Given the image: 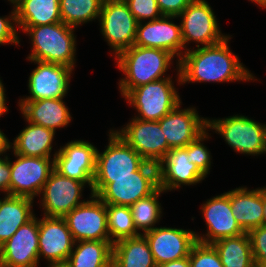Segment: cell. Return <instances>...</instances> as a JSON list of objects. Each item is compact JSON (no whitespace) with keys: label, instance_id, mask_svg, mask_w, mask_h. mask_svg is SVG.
I'll return each mask as SVG.
<instances>
[{"label":"cell","instance_id":"obj_29","mask_svg":"<svg viewBox=\"0 0 266 267\" xmlns=\"http://www.w3.org/2000/svg\"><path fill=\"white\" fill-rule=\"evenodd\" d=\"M73 248L67 259L70 267H112L113 244L110 241H78Z\"/></svg>","mask_w":266,"mask_h":267},{"label":"cell","instance_id":"obj_47","mask_svg":"<svg viewBox=\"0 0 266 267\" xmlns=\"http://www.w3.org/2000/svg\"><path fill=\"white\" fill-rule=\"evenodd\" d=\"M8 1H10L12 4H13V6H15L17 3H19L21 0H8Z\"/></svg>","mask_w":266,"mask_h":267},{"label":"cell","instance_id":"obj_15","mask_svg":"<svg viewBox=\"0 0 266 267\" xmlns=\"http://www.w3.org/2000/svg\"><path fill=\"white\" fill-rule=\"evenodd\" d=\"M35 216L19 227L0 246V267H38L39 219Z\"/></svg>","mask_w":266,"mask_h":267},{"label":"cell","instance_id":"obj_1","mask_svg":"<svg viewBox=\"0 0 266 267\" xmlns=\"http://www.w3.org/2000/svg\"><path fill=\"white\" fill-rule=\"evenodd\" d=\"M231 36L211 46L189 49L177 62L178 83L233 82L254 80V75L232 53Z\"/></svg>","mask_w":266,"mask_h":267},{"label":"cell","instance_id":"obj_22","mask_svg":"<svg viewBox=\"0 0 266 267\" xmlns=\"http://www.w3.org/2000/svg\"><path fill=\"white\" fill-rule=\"evenodd\" d=\"M159 187L164 191L179 189L181 185H194L206 177L192 163L184 147L171 148L157 164Z\"/></svg>","mask_w":266,"mask_h":267},{"label":"cell","instance_id":"obj_42","mask_svg":"<svg viewBox=\"0 0 266 267\" xmlns=\"http://www.w3.org/2000/svg\"><path fill=\"white\" fill-rule=\"evenodd\" d=\"M8 112V108L6 106V95H5V89L4 84L2 83V80L0 79V117Z\"/></svg>","mask_w":266,"mask_h":267},{"label":"cell","instance_id":"obj_30","mask_svg":"<svg viewBox=\"0 0 266 267\" xmlns=\"http://www.w3.org/2000/svg\"><path fill=\"white\" fill-rule=\"evenodd\" d=\"M223 267H254L251 242L248 233L225 237L212 243Z\"/></svg>","mask_w":266,"mask_h":267},{"label":"cell","instance_id":"obj_39","mask_svg":"<svg viewBox=\"0 0 266 267\" xmlns=\"http://www.w3.org/2000/svg\"><path fill=\"white\" fill-rule=\"evenodd\" d=\"M163 16L178 17L193 0H156Z\"/></svg>","mask_w":266,"mask_h":267},{"label":"cell","instance_id":"obj_2","mask_svg":"<svg viewBox=\"0 0 266 267\" xmlns=\"http://www.w3.org/2000/svg\"><path fill=\"white\" fill-rule=\"evenodd\" d=\"M174 56L163 49L146 48L133 45L122 51L116 61L125 77L120 79L119 89L122 97L130 90L164 78L173 63ZM163 76V77H162Z\"/></svg>","mask_w":266,"mask_h":267},{"label":"cell","instance_id":"obj_44","mask_svg":"<svg viewBox=\"0 0 266 267\" xmlns=\"http://www.w3.org/2000/svg\"><path fill=\"white\" fill-rule=\"evenodd\" d=\"M263 225H266V187L263 188Z\"/></svg>","mask_w":266,"mask_h":267},{"label":"cell","instance_id":"obj_46","mask_svg":"<svg viewBox=\"0 0 266 267\" xmlns=\"http://www.w3.org/2000/svg\"><path fill=\"white\" fill-rule=\"evenodd\" d=\"M258 6L266 9V0H262V2Z\"/></svg>","mask_w":266,"mask_h":267},{"label":"cell","instance_id":"obj_36","mask_svg":"<svg viewBox=\"0 0 266 267\" xmlns=\"http://www.w3.org/2000/svg\"><path fill=\"white\" fill-rule=\"evenodd\" d=\"M138 22L149 21L162 17L156 0H124Z\"/></svg>","mask_w":266,"mask_h":267},{"label":"cell","instance_id":"obj_35","mask_svg":"<svg viewBox=\"0 0 266 267\" xmlns=\"http://www.w3.org/2000/svg\"><path fill=\"white\" fill-rule=\"evenodd\" d=\"M208 134L209 133H207L206 130L196 140L190 142L187 146L184 147L187 150L188 156L191 157L192 163L196 165L198 170L205 177L210 173L212 158L210 151L202 143V141H204L205 139L208 140V136H210Z\"/></svg>","mask_w":266,"mask_h":267},{"label":"cell","instance_id":"obj_33","mask_svg":"<svg viewBox=\"0 0 266 267\" xmlns=\"http://www.w3.org/2000/svg\"><path fill=\"white\" fill-rule=\"evenodd\" d=\"M107 227L110 242L113 244L121 239L136 237L142 234L137 232L130 206L106 204Z\"/></svg>","mask_w":266,"mask_h":267},{"label":"cell","instance_id":"obj_7","mask_svg":"<svg viewBox=\"0 0 266 267\" xmlns=\"http://www.w3.org/2000/svg\"><path fill=\"white\" fill-rule=\"evenodd\" d=\"M100 30L117 57L134 45L138 21L124 0H104L99 16Z\"/></svg>","mask_w":266,"mask_h":267},{"label":"cell","instance_id":"obj_27","mask_svg":"<svg viewBox=\"0 0 266 267\" xmlns=\"http://www.w3.org/2000/svg\"><path fill=\"white\" fill-rule=\"evenodd\" d=\"M112 267H157L143 234L113 243Z\"/></svg>","mask_w":266,"mask_h":267},{"label":"cell","instance_id":"obj_5","mask_svg":"<svg viewBox=\"0 0 266 267\" xmlns=\"http://www.w3.org/2000/svg\"><path fill=\"white\" fill-rule=\"evenodd\" d=\"M208 129L220 134L237 153L261 155L266 153V124L243 115L208 119Z\"/></svg>","mask_w":266,"mask_h":267},{"label":"cell","instance_id":"obj_26","mask_svg":"<svg viewBox=\"0 0 266 267\" xmlns=\"http://www.w3.org/2000/svg\"><path fill=\"white\" fill-rule=\"evenodd\" d=\"M55 133L51 129L28 122V126L20 131L19 135L14 138L13 143H8V148H12L14 154L25 157L51 158L50 153L52 151Z\"/></svg>","mask_w":266,"mask_h":267},{"label":"cell","instance_id":"obj_13","mask_svg":"<svg viewBox=\"0 0 266 267\" xmlns=\"http://www.w3.org/2000/svg\"><path fill=\"white\" fill-rule=\"evenodd\" d=\"M97 148L89 142L74 140L55 152L54 169L61 175L88 184L92 191Z\"/></svg>","mask_w":266,"mask_h":267},{"label":"cell","instance_id":"obj_9","mask_svg":"<svg viewBox=\"0 0 266 267\" xmlns=\"http://www.w3.org/2000/svg\"><path fill=\"white\" fill-rule=\"evenodd\" d=\"M90 198L63 217L73 240L110 241L106 204L95 195Z\"/></svg>","mask_w":266,"mask_h":267},{"label":"cell","instance_id":"obj_25","mask_svg":"<svg viewBox=\"0 0 266 267\" xmlns=\"http://www.w3.org/2000/svg\"><path fill=\"white\" fill-rule=\"evenodd\" d=\"M33 201L28 197L12 195H5L3 200L0 198V246L35 216Z\"/></svg>","mask_w":266,"mask_h":267},{"label":"cell","instance_id":"obj_24","mask_svg":"<svg viewBox=\"0 0 266 267\" xmlns=\"http://www.w3.org/2000/svg\"><path fill=\"white\" fill-rule=\"evenodd\" d=\"M230 205L234 218L244 232L263 225V187L251 191L247 187L231 190Z\"/></svg>","mask_w":266,"mask_h":267},{"label":"cell","instance_id":"obj_14","mask_svg":"<svg viewBox=\"0 0 266 267\" xmlns=\"http://www.w3.org/2000/svg\"><path fill=\"white\" fill-rule=\"evenodd\" d=\"M85 184L78 180L61 175L53 169L40 193L44 216L64 217L75 207L83 204L80 200Z\"/></svg>","mask_w":266,"mask_h":267},{"label":"cell","instance_id":"obj_48","mask_svg":"<svg viewBox=\"0 0 266 267\" xmlns=\"http://www.w3.org/2000/svg\"><path fill=\"white\" fill-rule=\"evenodd\" d=\"M250 1L255 2L257 5H259L262 2V0H250Z\"/></svg>","mask_w":266,"mask_h":267},{"label":"cell","instance_id":"obj_20","mask_svg":"<svg viewBox=\"0 0 266 267\" xmlns=\"http://www.w3.org/2000/svg\"><path fill=\"white\" fill-rule=\"evenodd\" d=\"M175 16H162L137 26L134 45L146 48H159L170 52L177 61L184 55V46L180 25L170 21Z\"/></svg>","mask_w":266,"mask_h":267},{"label":"cell","instance_id":"obj_32","mask_svg":"<svg viewBox=\"0 0 266 267\" xmlns=\"http://www.w3.org/2000/svg\"><path fill=\"white\" fill-rule=\"evenodd\" d=\"M165 192L162 188H158L151 195L139 199L136 203L130 206L133 223L138 232V230H142V234L153 230L156 225L160 221L162 208L161 204L158 201L159 195Z\"/></svg>","mask_w":266,"mask_h":267},{"label":"cell","instance_id":"obj_45","mask_svg":"<svg viewBox=\"0 0 266 267\" xmlns=\"http://www.w3.org/2000/svg\"><path fill=\"white\" fill-rule=\"evenodd\" d=\"M48 267H70V265L66 261V262L48 263Z\"/></svg>","mask_w":266,"mask_h":267},{"label":"cell","instance_id":"obj_21","mask_svg":"<svg viewBox=\"0 0 266 267\" xmlns=\"http://www.w3.org/2000/svg\"><path fill=\"white\" fill-rule=\"evenodd\" d=\"M75 241L63 217L39 219L38 256L49 263L66 262Z\"/></svg>","mask_w":266,"mask_h":267},{"label":"cell","instance_id":"obj_37","mask_svg":"<svg viewBox=\"0 0 266 267\" xmlns=\"http://www.w3.org/2000/svg\"><path fill=\"white\" fill-rule=\"evenodd\" d=\"M254 263L262 266L266 262V225H261L248 232Z\"/></svg>","mask_w":266,"mask_h":267},{"label":"cell","instance_id":"obj_31","mask_svg":"<svg viewBox=\"0 0 266 267\" xmlns=\"http://www.w3.org/2000/svg\"><path fill=\"white\" fill-rule=\"evenodd\" d=\"M104 0H59L61 20L77 28L84 23L99 19Z\"/></svg>","mask_w":266,"mask_h":267},{"label":"cell","instance_id":"obj_38","mask_svg":"<svg viewBox=\"0 0 266 267\" xmlns=\"http://www.w3.org/2000/svg\"><path fill=\"white\" fill-rule=\"evenodd\" d=\"M14 24L16 25L15 7L8 17L0 16V45L1 44L17 45L20 43V39Z\"/></svg>","mask_w":266,"mask_h":267},{"label":"cell","instance_id":"obj_40","mask_svg":"<svg viewBox=\"0 0 266 267\" xmlns=\"http://www.w3.org/2000/svg\"><path fill=\"white\" fill-rule=\"evenodd\" d=\"M10 174V160L8 155H4V158L0 157V190L5 192V195H10Z\"/></svg>","mask_w":266,"mask_h":267},{"label":"cell","instance_id":"obj_11","mask_svg":"<svg viewBox=\"0 0 266 267\" xmlns=\"http://www.w3.org/2000/svg\"><path fill=\"white\" fill-rule=\"evenodd\" d=\"M14 155L17 160L13 163L10 160V195L34 199L40 195L45 182L54 169V157Z\"/></svg>","mask_w":266,"mask_h":267},{"label":"cell","instance_id":"obj_19","mask_svg":"<svg viewBox=\"0 0 266 267\" xmlns=\"http://www.w3.org/2000/svg\"><path fill=\"white\" fill-rule=\"evenodd\" d=\"M180 106L181 103L158 121L170 148L185 147L208 130L207 118H200L194 107Z\"/></svg>","mask_w":266,"mask_h":267},{"label":"cell","instance_id":"obj_6","mask_svg":"<svg viewBox=\"0 0 266 267\" xmlns=\"http://www.w3.org/2000/svg\"><path fill=\"white\" fill-rule=\"evenodd\" d=\"M178 94L172 79L164 78L136 87L124 97L138 111V116L134 118L159 121L182 103Z\"/></svg>","mask_w":266,"mask_h":267},{"label":"cell","instance_id":"obj_4","mask_svg":"<svg viewBox=\"0 0 266 267\" xmlns=\"http://www.w3.org/2000/svg\"><path fill=\"white\" fill-rule=\"evenodd\" d=\"M27 33L32 42L28 60L55 63L75 68V27L58 22L34 27H19Z\"/></svg>","mask_w":266,"mask_h":267},{"label":"cell","instance_id":"obj_16","mask_svg":"<svg viewBox=\"0 0 266 267\" xmlns=\"http://www.w3.org/2000/svg\"><path fill=\"white\" fill-rule=\"evenodd\" d=\"M38 66L30 73L28 89L30 96L20 101H37L41 99L64 98L68 92L71 67L48 63L37 60H29Z\"/></svg>","mask_w":266,"mask_h":267},{"label":"cell","instance_id":"obj_12","mask_svg":"<svg viewBox=\"0 0 266 267\" xmlns=\"http://www.w3.org/2000/svg\"><path fill=\"white\" fill-rule=\"evenodd\" d=\"M115 132L146 162L157 165L171 149L158 121L132 118L124 128Z\"/></svg>","mask_w":266,"mask_h":267},{"label":"cell","instance_id":"obj_10","mask_svg":"<svg viewBox=\"0 0 266 267\" xmlns=\"http://www.w3.org/2000/svg\"><path fill=\"white\" fill-rule=\"evenodd\" d=\"M109 132V142L104 152L99 153L97 149L94 178L129 177L146 161L114 130Z\"/></svg>","mask_w":266,"mask_h":267},{"label":"cell","instance_id":"obj_23","mask_svg":"<svg viewBox=\"0 0 266 267\" xmlns=\"http://www.w3.org/2000/svg\"><path fill=\"white\" fill-rule=\"evenodd\" d=\"M20 110L27 122L41 125L54 132L71 122V115L63 98L19 101Z\"/></svg>","mask_w":266,"mask_h":267},{"label":"cell","instance_id":"obj_28","mask_svg":"<svg viewBox=\"0 0 266 267\" xmlns=\"http://www.w3.org/2000/svg\"><path fill=\"white\" fill-rule=\"evenodd\" d=\"M16 27L62 22L59 0H21L15 6Z\"/></svg>","mask_w":266,"mask_h":267},{"label":"cell","instance_id":"obj_17","mask_svg":"<svg viewBox=\"0 0 266 267\" xmlns=\"http://www.w3.org/2000/svg\"><path fill=\"white\" fill-rule=\"evenodd\" d=\"M143 235L149 243L156 265L188 257L197 242L194 231L182 228L155 227Z\"/></svg>","mask_w":266,"mask_h":267},{"label":"cell","instance_id":"obj_43","mask_svg":"<svg viewBox=\"0 0 266 267\" xmlns=\"http://www.w3.org/2000/svg\"><path fill=\"white\" fill-rule=\"evenodd\" d=\"M9 140L8 138L5 136V134L0 130V155H2L3 153H6L7 150L9 151Z\"/></svg>","mask_w":266,"mask_h":267},{"label":"cell","instance_id":"obj_41","mask_svg":"<svg viewBox=\"0 0 266 267\" xmlns=\"http://www.w3.org/2000/svg\"><path fill=\"white\" fill-rule=\"evenodd\" d=\"M157 267H190L189 256L180 260L170 261L157 265Z\"/></svg>","mask_w":266,"mask_h":267},{"label":"cell","instance_id":"obj_3","mask_svg":"<svg viewBox=\"0 0 266 267\" xmlns=\"http://www.w3.org/2000/svg\"><path fill=\"white\" fill-rule=\"evenodd\" d=\"M159 188L156 164L145 162L129 177L94 178L91 194L105 204L131 206Z\"/></svg>","mask_w":266,"mask_h":267},{"label":"cell","instance_id":"obj_18","mask_svg":"<svg viewBox=\"0 0 266 267\" xmlns=\"http://www.w3.org/2000/svg\"><path fill=\"white\" fill-rule=\"evenodd\" d=\"M201 210L208 231L203 236L195 233L198 242L212 244L219 239L245 233L231 211L230 191L207 200Z\"/></svg>","mask_w":266,"mask_h":267},{"label":"cell","instance_id":"obj_8","mask_svg":"<svg viewBox=\"0 0 266 267\" xmlns=\"http://www.w3.org/2000/svg\"><path fill=\"white\" fill-rule=\"evenodd\" d=\"M179 17L182 19L180 27L185 52L189 50L186 44L191 41L205 47L220 43L228 37L219 30L216 15L206 0H193Z\"/></svg>","mask_w":266,"mask_h":267},{"label":"cell","instance_id":"obj_34","mask_svg":"<svg viewBox=\"0 0 266 267\" xmlns=\"http://www.w3.org/2000/svg\"><path fill=\"white\" fill-rule=\"evenodd\" d=\"M189 262L190 267H223L215 247L198 241L190 251Z\"/></svg>","mask_w":266,"mask_h":267}]
</instances>
